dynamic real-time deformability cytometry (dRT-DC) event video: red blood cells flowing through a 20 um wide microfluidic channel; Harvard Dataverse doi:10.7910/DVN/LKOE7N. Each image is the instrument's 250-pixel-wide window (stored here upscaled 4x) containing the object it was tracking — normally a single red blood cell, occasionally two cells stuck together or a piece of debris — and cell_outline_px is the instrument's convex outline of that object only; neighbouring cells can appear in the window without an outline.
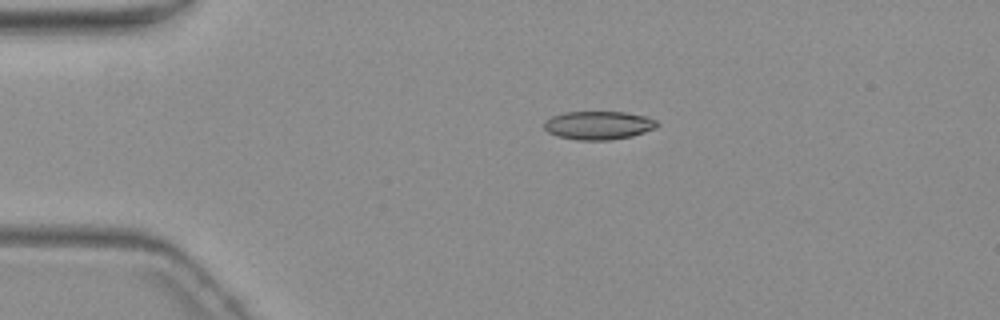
{"species": "common noctule bat (a hibernating species)", "species_latin": "Nyctalus noctula", "temperature_condition": "warm", "stored_images_in_passage": 4, "camera_frame_rate_fps": 3000, "um_per_image_px": 0.085, "animal": {"sex": "female", "body_mass_g": 19.3, "forearm_length_mm": 54.1}, "frame": {"image": 1, "passage_image": 1, "time_ms": 0.0, "image_size_px": [1000, 320], "cell_outline_px": [[660, 124], [656, 128], [632, 136], [608, 140], [576, 140], [556, 136], [548, 132], [544, 128], [544, 120], [552, 116], [564, 112], [624, 112], [648, 116], [656, 120]], "centroid_in_image_um": [50.87, 10.65], "position_along_channel_um": 34.1, "area_um2": 18.9}}
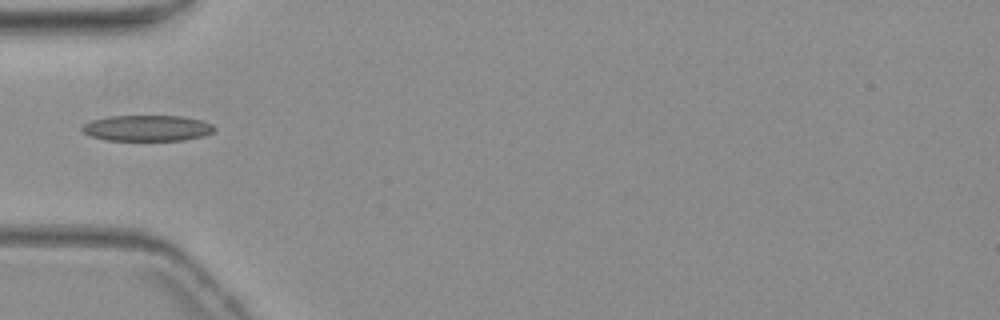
{"frame": {"image": 2, "passage_image": 3, "time_ms": 2.333, "image_size_px": [1000, 320], "cell_outline_px": [[216, 128], [212, 132], [204, 136], [184, 140], [108, 140], [92, 136], [84, 132], [80, 128], [84, 124], [92, 120], [108, 116], [184, 116], [204, 120], [212, 124]], "centroid_in_image_um": [12.56, 10.88], "position_along_channel_um": 72.4, "area_um2": 20.0}}